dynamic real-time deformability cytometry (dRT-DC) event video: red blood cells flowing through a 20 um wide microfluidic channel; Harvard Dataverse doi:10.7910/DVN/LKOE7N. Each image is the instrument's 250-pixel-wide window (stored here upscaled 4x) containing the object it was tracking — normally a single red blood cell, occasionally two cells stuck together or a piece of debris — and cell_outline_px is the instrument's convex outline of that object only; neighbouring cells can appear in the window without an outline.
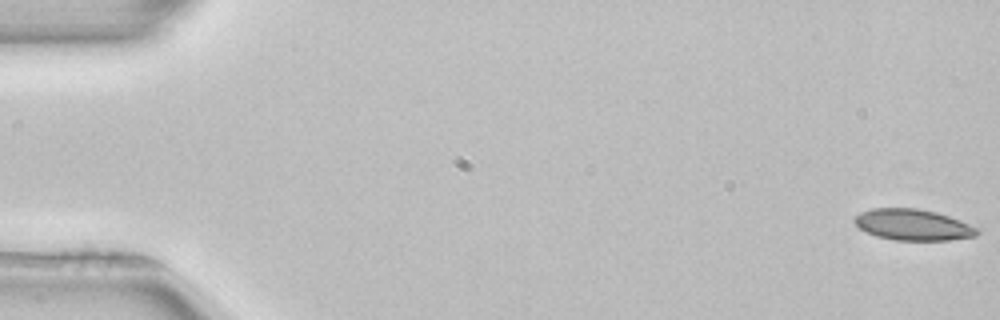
{"species": "common noctule bat (a hibernating species)", "species_latin": "Nyctalus noctula", "temperature_condition": "room temperature", "stored_images_in_passage": 52, "camera_frame_rate_fps": 3000, "um_per_image_px": 0.085, "animal": {"sex": "female", "body_mass_g": 22.7, "forearm_length_mm": 54.2}, "frame": {"image": 1, "passage_image": 1, "time_ms": 0.0, "image_size_px": [1000, 320], "cell_outline_px": [[980, 232], [976, 236], [948, 240], [896, 240], [876, 236], [860, 228], [852, 220], [860, 212], [872, 208], [916, 208], [936, 212], [960, 220], [976, 228]], "centroid_in_image_um": [77.59, 19.1], "position_along_channel_um": 7.4, "area_um2": 22.08}}
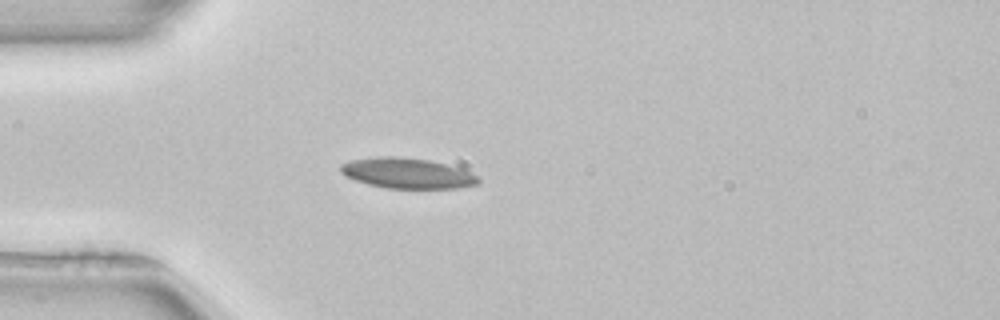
{"frame": {"image": 2, "passage_image": 15, "time_ms": 4.667, "image_size_px": [1000, 320], "cell_outline_px": [[480, 180], [476, 184], [456, 188], [384, 188], [368, 184], [356, 180], [340, 172], [340, 164], [352, 160], [376, 156], [400, 156], [428, 160], [460, 168], [480, 176]], "centroid_in_image_um": [34.61, 14.72], "position_along_channel_um": 50.4, "area_um2": 24.33}}
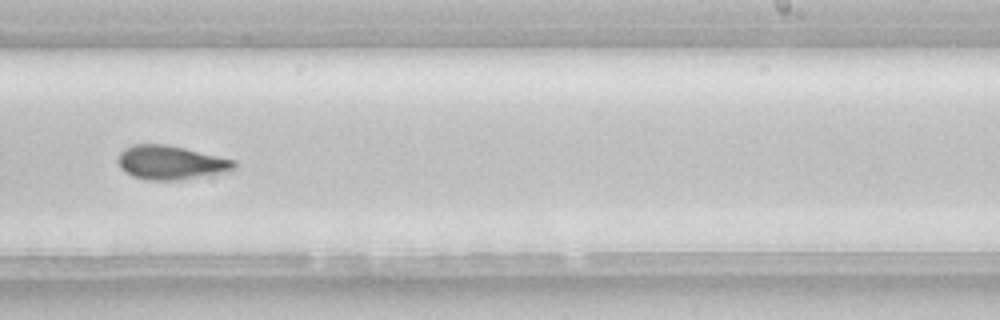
{"frame": {"image": 3, "passage_image": 33, "time_ms": 10.667, "image_size_px": [1000, 320], "cell_outline_px": [[236, 168], [232, 172], [176, 180], [148, 180], [132, 176], [124, 172], [120, 168], [116, 160], [120, 152], [124, 148], [132, 144], [164, 144], [184, 148], [236, 160]], "centroid_in_image_um": [14.52, 13.82], "position_along_channel_um": 274.5, "area_um2": 23.29}, "authors_computed_cell_mechanics": {"area_um2": 22.9466, "velocity_mm_per_s": 3.944, "shape_relaxation_time_tau1_ms": null, "shape_relaxation_time_tau2_ms": 5.3188, "deformation_change_tau1": null, "deformation_change_tau2": 0.1061}}